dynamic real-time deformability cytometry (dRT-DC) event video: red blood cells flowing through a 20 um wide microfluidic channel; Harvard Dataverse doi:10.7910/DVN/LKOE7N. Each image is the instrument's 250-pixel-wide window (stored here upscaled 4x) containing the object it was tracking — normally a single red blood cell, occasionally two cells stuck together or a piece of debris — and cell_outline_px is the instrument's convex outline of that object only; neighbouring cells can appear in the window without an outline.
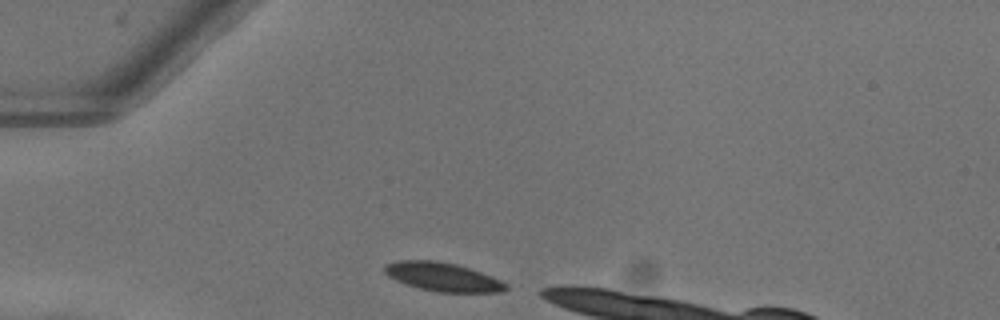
{"species": "common noctule bat (a hibernating species)", "species_latin": "Nyctalus noctula", "temperature_condition": "warm", "stored_images_in_passage": 10, "camera_frame_rate_fps": 3000, "um_per_image_px": 0.085, "animal": {"sex": "female"}, "frame": {"image": 1, "passage_image": 1, "time_ms": 0.0, "image_size_px": [1000, 320], "cell_outline_px": [[508, 288], [500, 292], [440, 292], [420, 288], [396, 280], [388, 276], [384, 272], [384, 264], [396, 260], [436, 260], [456, 264], [480, 272], [500, 280], [508, 284]], "centroid_in_image_um": [37.6, 23.52], "position_along_channel_um": 47.4, "area_um2": 20.11}}
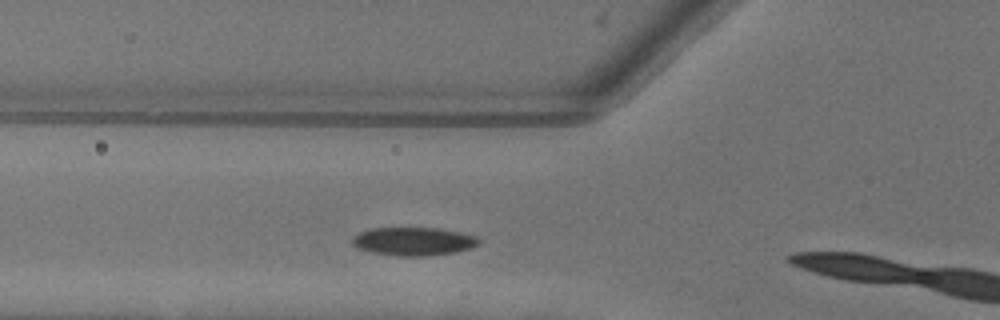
{"frame": {"image": 2, "passage_image": 6, "time_ms": 1.667, "image_size_px": [1000, 320], "cell_outline_px": [[480, 244], [472, 248], [456, 252], [428, 256], [396, 256], [372, 252], [356, 248], [352, 244], [352, 236], [360, 232], [372, 228], [436, 228], [460, 232], [476, 236], [480, 240]], "centroid_in_image_um": [35.15, 20.52], "position_along_channel_um": 90.6, "area_um2": 21.04}}
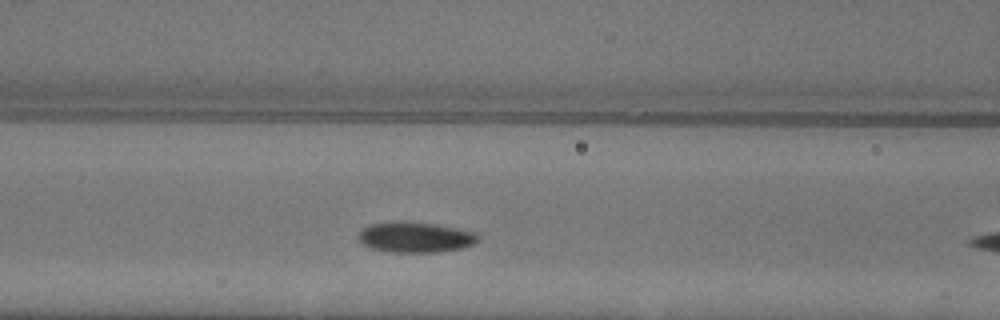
{"frame": {"image": 3, "passage_image": 9, "time_ms": 2.667, "image_size_px": [1000, 320], "cell_outline_px": [[476, 240], [472, 244], [460, 248], [436, 252], [392, 252], [372, 248], [364, 244], [356, 236], [368, 224], [396, 220], [400, 220], [432, 224], [456, 228], [476, 232]], "centroid_in_image_um": [35.23, 20.14], "position_along_channel_um": 131.4, "area_um2": 21.04}}